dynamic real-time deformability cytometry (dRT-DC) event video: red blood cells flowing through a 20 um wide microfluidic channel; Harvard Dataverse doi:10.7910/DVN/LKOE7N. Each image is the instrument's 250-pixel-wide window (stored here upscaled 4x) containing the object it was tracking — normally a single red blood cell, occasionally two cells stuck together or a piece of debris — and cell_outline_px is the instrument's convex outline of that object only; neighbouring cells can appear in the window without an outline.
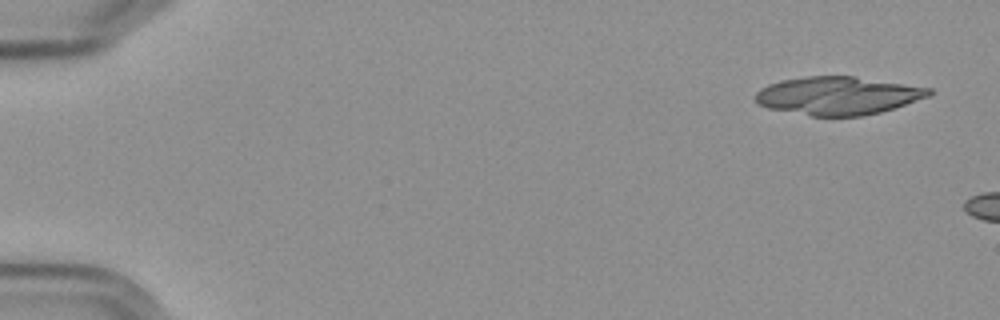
{"species": "Egyptian fruit bat (a non-hibernating species)", "species_latin": "Rousettus aegyptiacus", "temperature_condition": "cold", "stored_images_in_passage": 2, "camera_frame_rate_fps": 3000, "um_per_image_px": 0.085, "frame": {"image": 1, "passage_image": 1, "time_ms": 0.0, "image_size_px": [1000, 320], "cell_outline_px": [[936, 92], [928, 96], [880, 112], [860, 116], [812, 116], [768, 108], [756, 104], [756, 92], [760, 88], [768, 84], [780, 80], [804, 76], [856, 76], [932, 88]], "centroid_in_image_um": [71.2, 8.12], "position_along_channel_um": 13.8, "area_um2": 38.61}}